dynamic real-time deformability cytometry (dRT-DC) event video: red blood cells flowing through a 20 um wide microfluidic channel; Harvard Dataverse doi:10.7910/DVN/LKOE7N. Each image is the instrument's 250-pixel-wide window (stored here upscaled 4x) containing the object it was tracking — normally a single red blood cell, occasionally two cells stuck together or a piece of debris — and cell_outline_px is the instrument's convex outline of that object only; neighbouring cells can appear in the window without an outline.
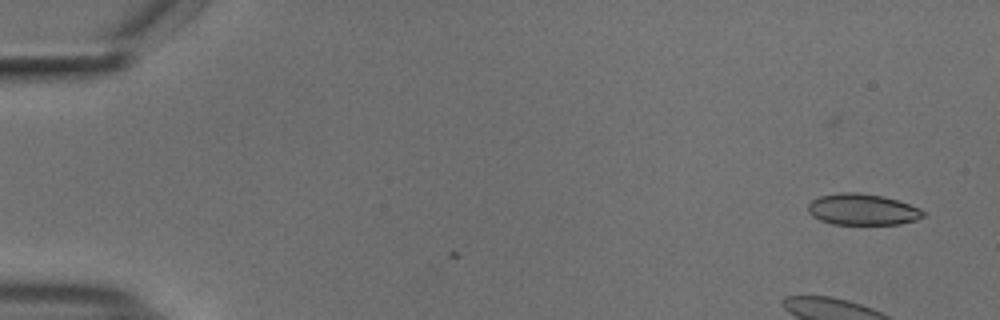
{"species": "common noctule bat (a hibernating species)", "species_latin": "Nyctalus noctula", "temperature_condition": "cold", "stored_images_in_passage": 4, "camera_frame_rate_fps": 3000, "um_per_image_px": 0.085, "animal": {"sex": "male", "body_mass_g": 18.8}, "frame": {"image": 1, "passage_image": 1, "time_ms": 0.0, "image_size_px": [1000, 320], "cell_outline_px": [[928, 212], [924, 216], [916, 220], [900, 224], [832, 224], [820, 220], [812, 216], [808, 212], [808, 204], [812, 200], [820, 196], [840, 192], [856, 192], [884, 196], [920, 208]], "centroid_in_image_um": [73.32, 17.8], "position_along_channel_um": 11.7, "area_um2": 21.1}}